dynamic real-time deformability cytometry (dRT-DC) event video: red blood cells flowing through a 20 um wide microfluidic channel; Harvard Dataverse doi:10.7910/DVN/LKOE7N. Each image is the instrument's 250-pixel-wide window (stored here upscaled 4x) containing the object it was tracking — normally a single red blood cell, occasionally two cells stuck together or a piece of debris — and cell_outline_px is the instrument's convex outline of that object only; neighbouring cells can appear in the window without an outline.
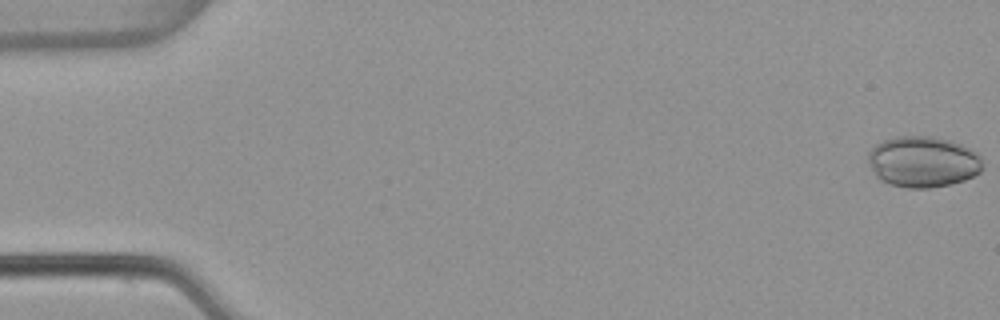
{"species": "common noctule bat (a hibernating species)", "species_latin": "Nyctalus noctula", "temperature_condition": "warm", "stored_images_in_passage": 5, "camera_frame_rate_fps": 3000, "um_per_image_px": 0.085, "animal": {"sex": "female", "body_mass_g": 22.7, "forearm_length_mm": 54.2}, "frame": {"image": 1, "passage_image": 1, "time_ms": 0.0, "image_size_px": [1000, 320], "cell_outline_px": [[984, 168], [980, 172], [964, 180], [948, 184], [928, 188], [908, 188], [892, 184], [880, 180], [876, 176], [868, 164], [868, 152], [876, 144], [884, 140], [896, 136], [932, 136], [952, 140], [972, 148], [980, 156]], "centroid_in_image_um": [78.46, 13.73], "position_along_channel_um": 6.5, "area_um2": 34.28}}